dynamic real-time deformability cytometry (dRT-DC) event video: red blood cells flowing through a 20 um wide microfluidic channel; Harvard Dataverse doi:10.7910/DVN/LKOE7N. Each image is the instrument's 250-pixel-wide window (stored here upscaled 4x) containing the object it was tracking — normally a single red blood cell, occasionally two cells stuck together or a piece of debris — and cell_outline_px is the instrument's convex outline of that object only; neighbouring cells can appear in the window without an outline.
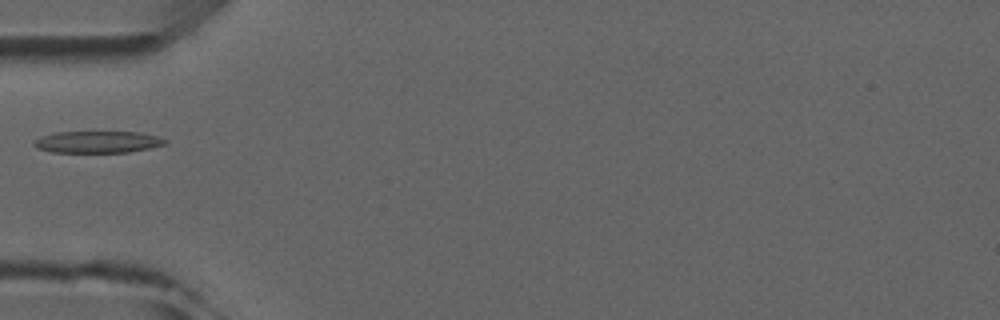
{"species": "common noctule bat (a hibernating species)", "species_latin": "Nyctalus noctula", "temperature_condition": "room temperature", "stored_images_in_passage": 2, "camera_frame_rate_fps": 3000, "um_per_image_px": 0.085, "animal": {"sex": "male", "forearm_length_mm": 52.5}, "frame": {"image": 1, "passage_image": 2, "time_ms": 1.0, "image_size_px": [1000, 320], "cell_outline_px": [[168, 140], [164, 144], [148, 148], [128, 152], [52, 152], [36, 148], [32, 144], [40, 136], [56, 132], [136, 132], [156, 136]], "centroid_in_image_um": [8.24, 12.06], "position_along_channel_um": 76.8, "area_um2": 16.47}}